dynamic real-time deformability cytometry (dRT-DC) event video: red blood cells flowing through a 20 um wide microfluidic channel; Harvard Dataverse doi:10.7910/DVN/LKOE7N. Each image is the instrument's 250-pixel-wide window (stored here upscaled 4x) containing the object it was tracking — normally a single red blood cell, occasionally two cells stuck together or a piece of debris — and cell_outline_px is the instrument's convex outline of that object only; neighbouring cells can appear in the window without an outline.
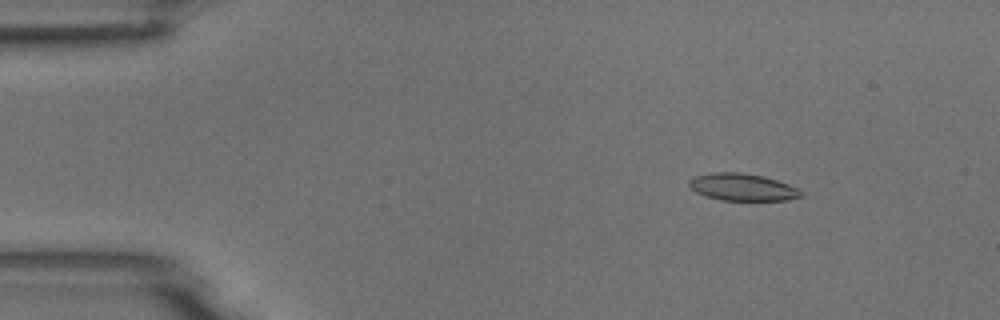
{"species": "common noctule bat (a hibernating species)", "species_latin": "Nyctalus noctula", "temperature_condition": "room temperature", "stored_images_in_passage": 4, "camera_frame_rate_fps": 3000, "um_per_image_px": 0.085, "animal": {"sex": "male", "body_mass_g": 18.8}, "frame": {"image": 1, "passage_image": 2, "time_ms": 1.0, "image_size_px": [1000, 320], "cell_outline_px": [[804, 196], [788, 200], [720, 200], [696, 192], [688, 184], [688, 180], [692, 176], [712, 172], [740, 172], [764, 176], [788, 184], [804, 192]], "centroid_in_image_um": [63.11, 15.9], "position_along_channel_um": 21.9, "area_um2": 17.8}}